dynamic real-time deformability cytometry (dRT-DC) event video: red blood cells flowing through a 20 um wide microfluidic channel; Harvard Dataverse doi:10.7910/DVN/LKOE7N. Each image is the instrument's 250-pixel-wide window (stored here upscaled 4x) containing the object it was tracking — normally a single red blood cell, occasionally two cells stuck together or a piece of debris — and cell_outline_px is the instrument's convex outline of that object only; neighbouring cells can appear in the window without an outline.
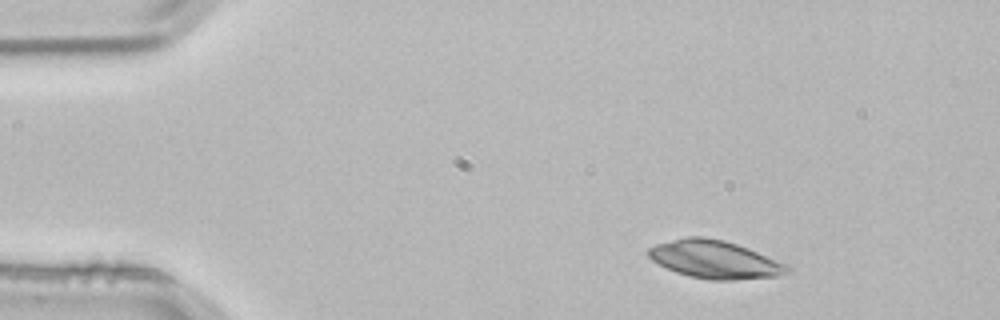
{"species": "common noctule bat (a hibernating species)", "species_latin": "Nyctalus noctula", "temperature_condition": "room temperature", "stored_images_in_passage": 2, "camera_frame_rate_fps": 3000, "um_per_image_px": 0.085, "animal": {"sex": "male", "body_mass_g": 21.5, "forearm_length_mm": 52.0}, "frame": {"image": 1, "passage_image": 1, "time_ms": 0.0, "image_size_px": [1000, 320], "cell_outline_px": [[792, 268], [788, 272], [780, 276], [732, 280], [708, 280], [688, 276], [676, 272], [652, 260], [648, 256], [648, 248], [656, 244], [688, 236], [704, 236], [724, 240], [748, 248], [784, 264]], "centroid_in_image_um": [60.74, 22.06], "position_along_channel_um": 24.3, "area_um2": 30.46}}